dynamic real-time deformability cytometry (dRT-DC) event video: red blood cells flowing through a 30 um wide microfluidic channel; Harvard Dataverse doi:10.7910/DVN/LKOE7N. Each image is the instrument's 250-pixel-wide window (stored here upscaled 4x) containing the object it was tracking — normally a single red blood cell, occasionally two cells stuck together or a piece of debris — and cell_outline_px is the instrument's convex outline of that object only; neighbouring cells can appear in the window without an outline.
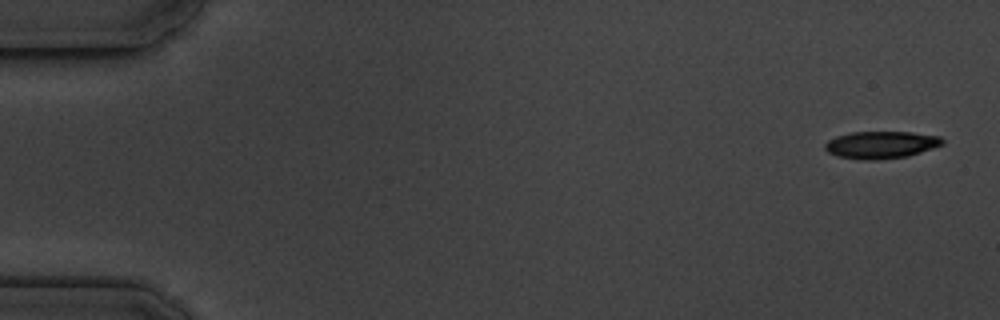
{"species": "common noctule bat (a hibernating species)", "species_latin": "Nyctalus noctula", "temperature_condition": "cold", "stored_images_in_passage": 6, "camera_frame_rate_fps": 3000, "um_per_image_px": 0.085, "animal": {"sex": "male", "body_mass_g": 19.5, "forearm_length_mm": 54.6}, "frame": {"image": 1, "passage_image": 1, "time_ms": 0.0, "image_size_px": [1000, 320], "cell_outline_px": [[944, 144], [908, 156], [876, 160], [864, 160], [836, 156], [828, 152], [824, 148], [824, 144], [828, 140], [836, 136], [852, 132], [912, 132], [940, 136], [944, 140]], "centroid_in_image_um": [74.88, 12.31], "position_along_channel_um": 10.1, "area_um2": 18.73}}
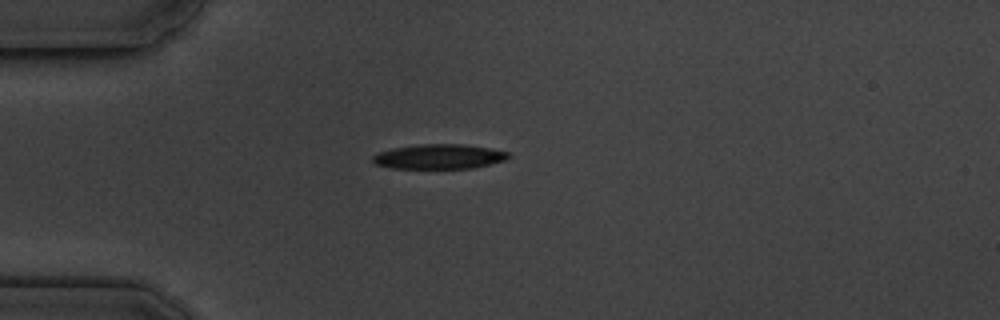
{"frame": {"image": 2, "passage_image": 4, "time_ms": 4.333, "image_size_px": [1000, 320], "cell_outline_px": [[512, 156], [504, 160], [472, 168], [392, 168], [376, 164], [372, 160], [372, 156], [380, 152], [396, 148], [420, 144], [464, 144], [492, 148], [512, 152]], "centroid_in_image_um": [37.4, 13.3], "position_along_channel_um": 47.6, "area_um2": 19.48}}